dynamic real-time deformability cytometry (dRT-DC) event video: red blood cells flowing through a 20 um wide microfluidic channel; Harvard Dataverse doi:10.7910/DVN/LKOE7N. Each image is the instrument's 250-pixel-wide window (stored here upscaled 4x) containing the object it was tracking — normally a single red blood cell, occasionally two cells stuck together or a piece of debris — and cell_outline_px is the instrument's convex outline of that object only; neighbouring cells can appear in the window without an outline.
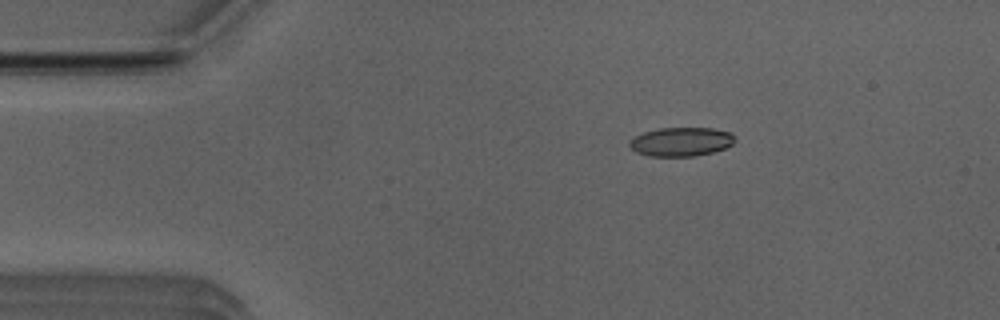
{"species": "Egyptian fruit bat (a non-hibernating species)", "species_latin": "Rousettus aegyptiacus", "temperature_condition": "room temperature", "stored_images_in_passage": 44, "camera_frame_rate_fps": 3000, "um_per_image_px": 0.085, "animal": {"sex": "male"}, "frame": {"image": 1, "passage_image": 1, "time_ms": 0.0, "image_size_px": [1000, 320], "cell_outline_px": [[736, 140], [732, 144], [724, 148], [712, 152], [696, 156], [648, 156], [636, 152], [628, 144], [636, 136], [644, 132], [660, 128], [712, 128], [732, 132], [736, 136]], "centroid_in_image_um": [57.94, 12.04], "position_along_channel_um": 27.1, "area_um2": 17.74}}
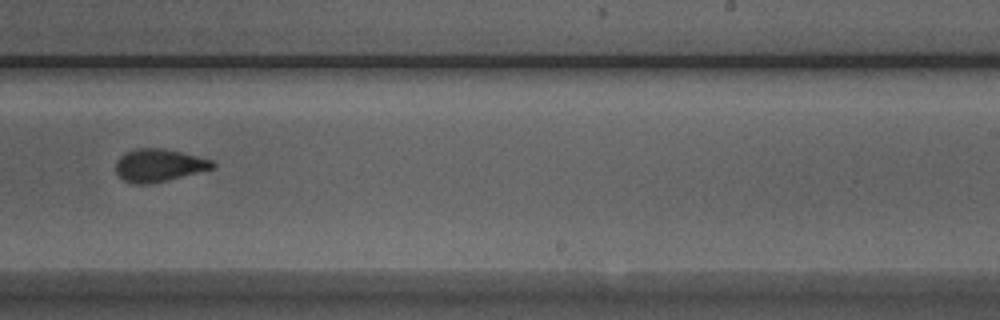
{"frame": {"image": 2, "passage_image": 24, "time_ms": 7.667, "image_size_px": [1000, 320], "cell_outline_px": [[216, 168], [152, 184], [136, 184], [124, 180], [116, 172], [116, 160], [120, 156], [136, 148], [164, 148], [212, 160], [216, 164]], "centroid_in_image_um": [13.52, 14.06], "position_along_channel_um": 275.5, "area_um2": 18.44}}
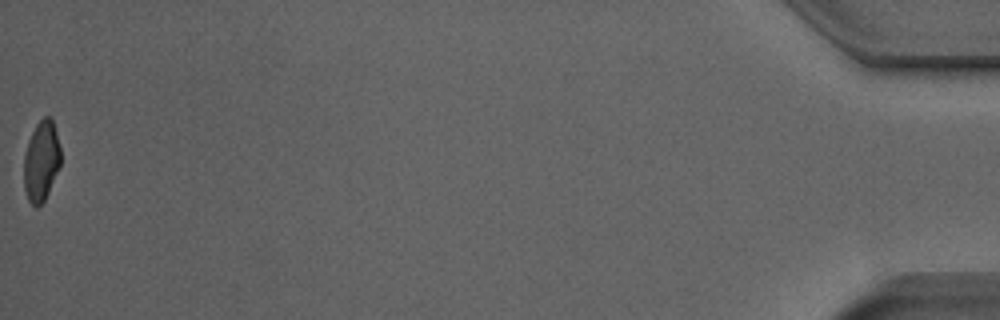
{"frame": {"image": 3, "passage_image": 44, "time_ms": 14.333, "image_size_px": [1000, 320], "cell_outline_px": [[60, 164], [48, 192], [44, 200], [36, 208], [28, 200], [24, 188], [24, 156], [28, 140], [36, 124], [44, 116], [48, 116], [52, 120], [56, 132], [60, 148]], "centroid_in_image_um": [3.49, 13.68], "position_along_channel_um": 431.7, "area_um2": 16.99}, "authors_computed_cell_mechanics": {"area_um2": 18.5538, "velocity_mm_per_s": 3.9632, "shape_relaxation_time_tau1_ms": 6.6078, "shape_relaxation_time_tau2_ms": 1.4613, "deformation_change_tau1": 0.1768, "deformation_change_tau2": 0.0712}}